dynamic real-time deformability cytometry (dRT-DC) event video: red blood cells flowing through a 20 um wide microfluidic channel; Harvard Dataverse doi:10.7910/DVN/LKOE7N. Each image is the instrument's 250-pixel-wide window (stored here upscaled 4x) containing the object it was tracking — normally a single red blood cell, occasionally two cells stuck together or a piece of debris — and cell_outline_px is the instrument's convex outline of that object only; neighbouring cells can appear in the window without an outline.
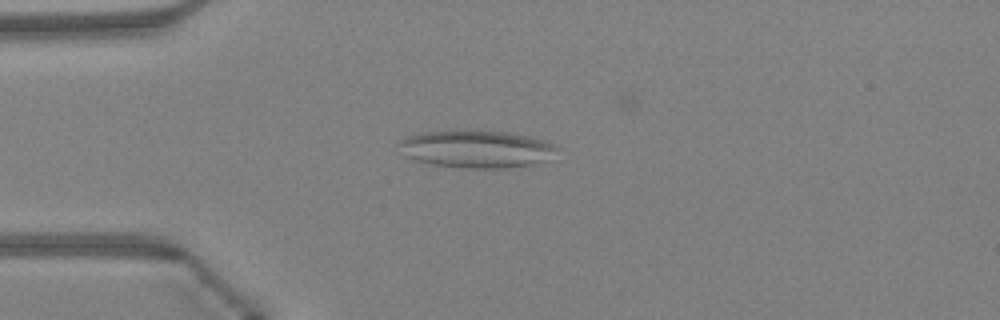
{"species": "Egyptian fruit bat (a non-hibernating species)", "species_latin": "Rousettus aegyptiacus", "temperature_condition": "warm", "stored_images_in_passage": 46, "camera_frame_rate_fps": 3000, "um_per_image_px": 0.085, "animal": {"sex": "female"}, "frame": {"image": 1, "passage_image": 11, "time_ms": 3.333, "image_size_px": [1000, 320], "cell_outline_px": [[560, 148], [540, 160], [528, 164], [504, 168], [460, 168], [432, 164], [416, 160], [404, 156], [400, 144], [400, 140], [404, 136], [420, 132], [508, 132], [528, 136], [544, 140]], "centroid_in_image_um": [40.41, 12.67], "position_along_channel_um": 44.6, "area_um2": 33.47}}
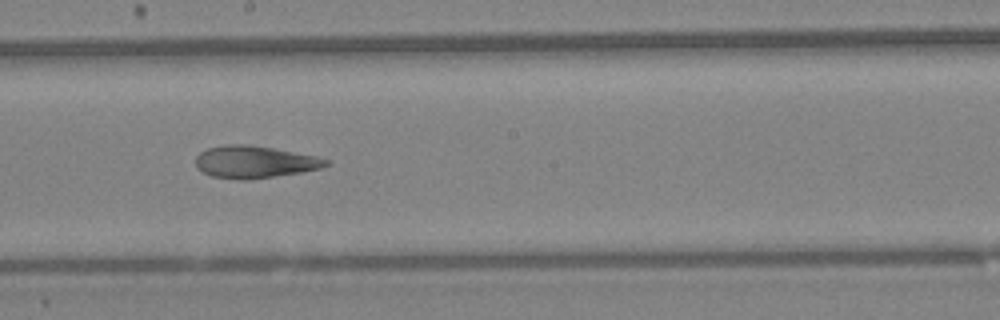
{"frame": {"image": 2, "passage_image": 25, "time_ms": 8.0, "image_size_px": [1000, 320], "cell_outline_px": [[332, 164], [320, 168], [300, 172], [244, 180], [240, 180], [212, 176], [196, 168], [196, 156], [200, 152], [208, 148], [224, 144], [248, 144], [272, 148], [316, 156], [328, 160]], "centroid_in_image_um": [21.61, 13.75], "position_along_channel_um": 226.6, "area_um2": 24.28}}
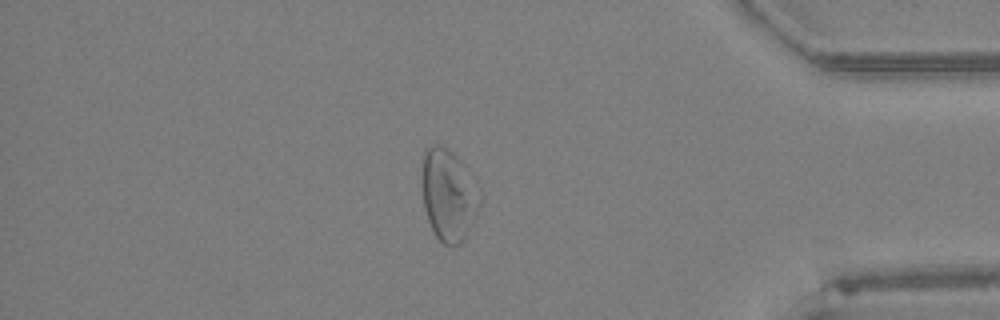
{"frame": {"image": 3, "passage_image": 39, "time_ms": 12.667, "image_size_px": [1000, 320], "cell_outline_px": [[480, 204], [460, 244], [444, 244], [436, 236], [428, 220], [424, 208], [424, 148], [432, 144], [440, 144], [452, 152], [456, 156], [480, 188]], "centroid_in_image_um": [38.13, 16.54], "position_along_channel_um": 397.1, "area_um2": 29.94}, "authors_computed_cell_mechanics": {"area_um2": 29.5358, "velocity_mm_per_s": 4.3352, "shape_relaxation_time_tau1_ms": null, "shape_relaxation_time_tau2_ms": 3.1704, "deformation_change_tau1": null, "deformation_change_tau2": 0.1183}}